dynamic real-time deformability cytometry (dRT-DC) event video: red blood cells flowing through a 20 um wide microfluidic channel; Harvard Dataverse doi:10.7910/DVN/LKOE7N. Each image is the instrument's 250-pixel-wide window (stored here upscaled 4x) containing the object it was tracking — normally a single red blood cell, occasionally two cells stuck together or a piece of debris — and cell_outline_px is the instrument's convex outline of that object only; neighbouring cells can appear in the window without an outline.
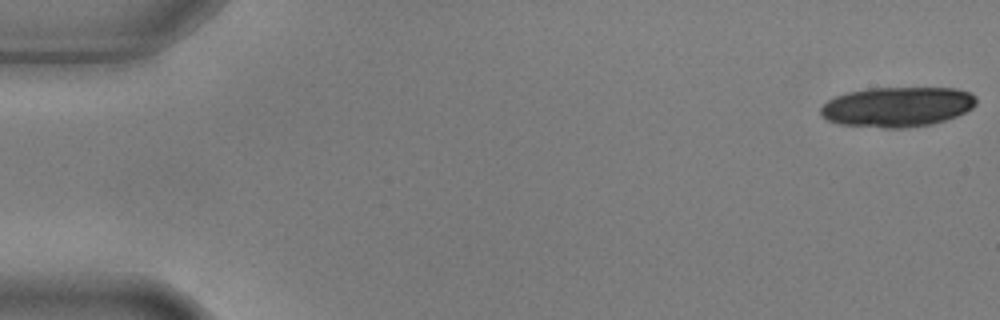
{"species": "common noctule bat (a hibernating species)", "species_latin": "Nyctalus noctula", "temperature_condition": "warm", "stored_images_in_passage": 6, "camera_frame_rate_fps": 3000, "um_per_image_px": 0.085, "animal": {"sex": "male", "body_mass_g": 17.9, "forearm_length_mm": 54.2}, "frame": {"image": 1, "passage_image": 1, "time_ms": 0.0, "image_size_px": [1000, 320], "cell_outline_px": [[976, 104], [972, 108], [956, 116], [932, 124], [908, 128], [884, 128], [836, 124], [824, 120], [820, 116], [820, 108], [828, 100], [836, 96], [848, 92], [868, 88], [956, 88], [972, 92], [976, 96]], "centroid_in_image_um": [76.24, 9.09], "position_along_channel_um": 8.8, "area_um2": 36.65}}
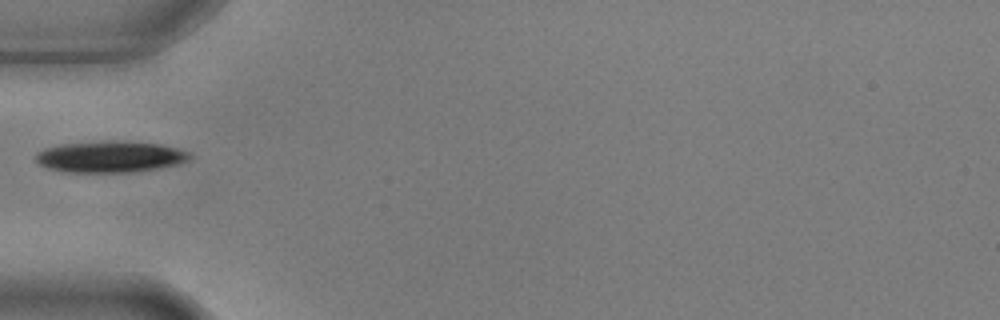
{"frame": {"image": 2, "passage_image": 6, "time_ms": 1.667, "image_size_px": [1000, 320], "cell_outline_px": [[192, 160], [180, 164], [156, 168], [128, 172], [64, 172], [48, 168], [40, 164], [36, 160], [36, 152], [44, 148], [60, 144], [104, 140], [124, 140], [160, 144], [192, 152]], "centroid_in_image_um": [9.4, 13.3], "position_along_channel_um": 75.6, "area_um2": 28.61}}